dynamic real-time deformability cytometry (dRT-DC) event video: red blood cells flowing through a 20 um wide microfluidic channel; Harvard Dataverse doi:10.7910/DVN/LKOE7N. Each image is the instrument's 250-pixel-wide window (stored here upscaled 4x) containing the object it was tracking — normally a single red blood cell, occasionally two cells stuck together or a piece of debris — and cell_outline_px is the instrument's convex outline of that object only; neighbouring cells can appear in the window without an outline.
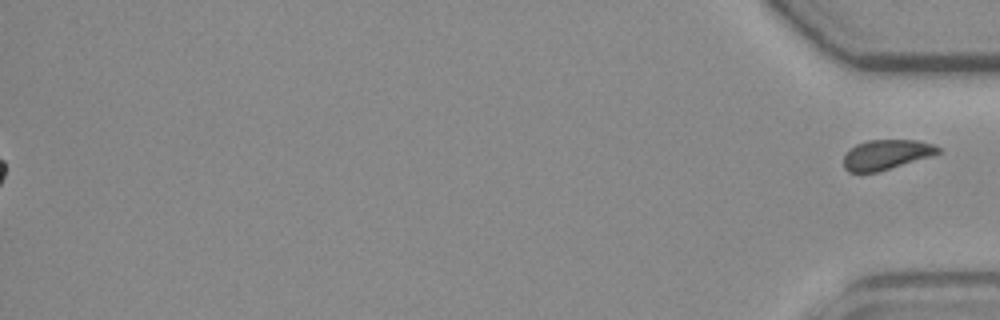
{"species": "common noctule bat (a hibernating species)", "species_latin": "Nyctalus noctula", "temperature_condition": "room temperature", "stored_images_in_passage": 56, "segment_of_instrument_passage": [2, 2], "camera_frame_rate_fps": 3000, "um_per_image_px": 0.085, "animal": {"sex": "female", "body_mass_g": 19.3, "forearm_length_mm": 54.1}, "frame": {"image": 1, "passage_image": 56, "time_ms": 18.333, "image_size_px": [1000, 320], "cell_outline_px": [[940, 152], [932, 156], [876, 172], [848, 172], [844, 168], [844, 152], [848, 148], [856, 144], [868, 140], [916, 140], [932, 144], [940, 148]], "centroid_in_image_um": [75.29, 13.13], "position_along_channel_um": 359.9, "area_um2": 16.47}}